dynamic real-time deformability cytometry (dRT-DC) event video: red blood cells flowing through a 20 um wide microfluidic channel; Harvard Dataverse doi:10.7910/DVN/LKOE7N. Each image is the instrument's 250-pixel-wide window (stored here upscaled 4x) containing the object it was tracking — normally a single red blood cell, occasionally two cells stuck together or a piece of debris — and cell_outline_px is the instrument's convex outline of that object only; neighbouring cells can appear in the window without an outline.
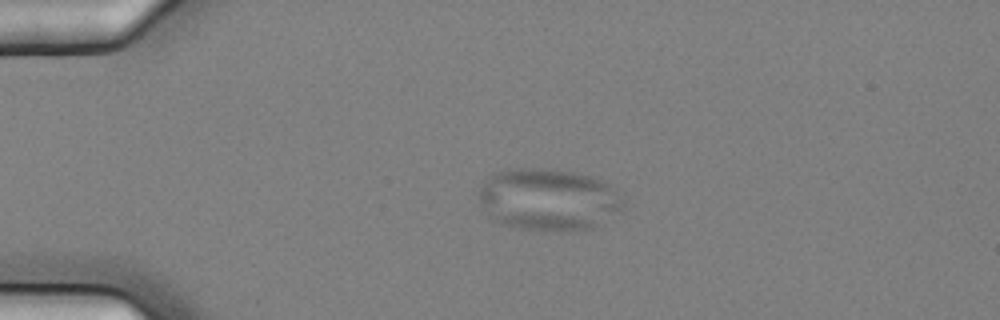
{"species": "common noctule bat (a hibernating species)", "species_latin": "Nyctalus noctula", "temperature_condition": "cold", "stored_images_in_passage": 6, "camera_frame_rate_fps": 3000, "um_per_image_px": 0.085, "animal": {"sex": "female", "body_mass_g": 25.1}, "frame": {"image": 1, "passage_image": 3, "time_ms": 0.667, "image_size_px": [1000, 320], "cell_outline_px": [[624, 208], [592, 228], [564, 232], [560, 232], [520, 228], [496, 220], [484, 208], [476, 192], [488, 176], [492, 172], [504, 168], [548, 168], [572, 172], [592, 176], [604, 180], [616, 188], [624, 204]], "centroid_in_image_um": [46.63, 16.92], "position_along_channel_um": 38.4, "area_um2": 52.6}}